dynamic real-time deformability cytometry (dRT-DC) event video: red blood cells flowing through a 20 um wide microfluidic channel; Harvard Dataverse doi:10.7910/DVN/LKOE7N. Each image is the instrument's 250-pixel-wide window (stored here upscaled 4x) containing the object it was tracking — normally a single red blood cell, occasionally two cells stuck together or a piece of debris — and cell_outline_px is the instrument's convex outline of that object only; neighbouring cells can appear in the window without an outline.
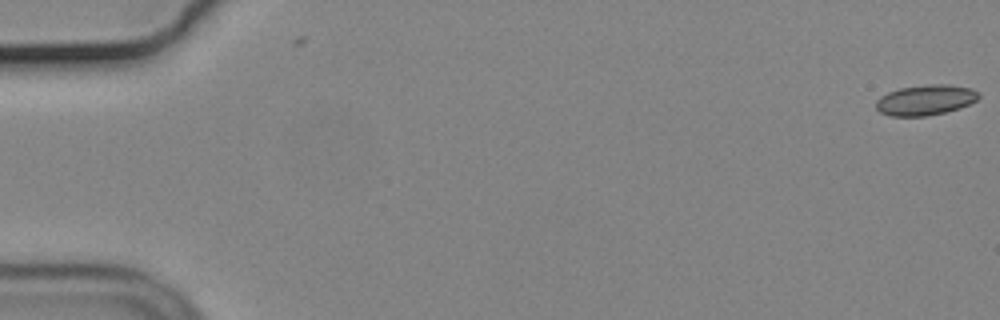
{"species": "common noctule bat (a hibernating species)", "species_latin": "Nyctalus noctula", "temperature_condition": "cold", "stored_images_in_passage": 2, "camera_frame_rate_fps": 3000, "um_per_image_px": 0.085, "animal": {"sex": "male", "body_mass_g": 19.2, "forearm_length_mm": 51.8}, "frame": {"image": 1, "passage_image": 2, "time_ms": 0.333, "image_size_px": [1000, 320], "cell_outline_px": [[980, 96], [976, 100], [960, 108], [928, 116], [892, 116], [880, 112], [876, 108], [876, 100], [880, 96], [888, 92], [900, 88], [928, 84], [948, 84], [972, 88], [980, 92]], "centroid_in_image_um": [78.68, 8.49], "position_along_channel_um": 6.3, "area_um2": 18.26}}